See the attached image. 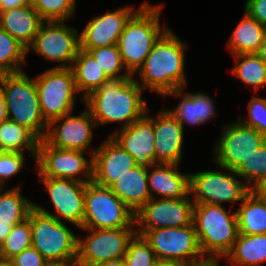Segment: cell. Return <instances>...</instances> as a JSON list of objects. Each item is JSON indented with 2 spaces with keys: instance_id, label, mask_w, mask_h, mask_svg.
I'll return each instance as SVG.
<instances>
[{
  "instance_id": "cell-40",
  "label": "cell",
  "mask_w": 266,
  "mask_h": 266,
  "mask_svg": "<svg viewBox=\"0 0 266 266\" xmlns=\"http://www.w3.org/2000/svg\"><path fill=\"white\" fill-rule=\"evenodd\" d=\"M25 164V153L0 151V188H5L6 180L11 179Z\"/></svg>"
},
{
  "instance_id": "cell-30",
  "label": "cell",
  "mask_w": 266,
  "mask_h": 266,
  "mask_svg": "<svg viewBox=\"0 0 266 266\" xmlns=\"http://www.w3.org/2000/svg\"><path fill=\"white\" fill-rule=\"evenodd\" d=\"M236 209L238 233L266 234V202L250 192Z\"/></svg>"
},
{
  "instance_id": "cell-42",
  "label": "cell",
  "mask_w": 266,
  "mask_h": 266,
  "mask_svg": "<svg viewBox=\"0 0 266 266\" xmlns=\"http://www.w3.org/2000/svg\"><path fill=\"white\" fill-rule=\"evenodd\" d=\"M244 10L266 27V0H246Z\"/></svg>"
},
{
  "instance_id": "cell-45",
  "label": "cell",
  "mask_w": 266,
  "mask_h": 266,
  "mask_svg": "<svg viewBox=\"0 0 266 266\" xmlns=\"http://www.w3.org/2000/svg\"><path fill=\"white\" fill-rule=\"evenodd\" d=\"M13 225L9 222L0 221V246L4 243L7 236L10 234Z\"/></svg>"
},
{
  "instance_id": "cell-20",
  "label": "cell",
  "mask_w": 266,
  "mask_h": 266,
  "mask_svg": "<svg viewBox=\"0 0 266 266\" xmlns=\"http://www.w3.org/2000/svg\"><path fill=\"white\" fill-rule=\"evenodd\" d=\"M93 158L92 181L109 187L136 165L134 158L118 145L111 136L89 151Z\"/></svg>"
},
{
  "instance_id": "cell-7",
  "label": "cell",
  "mask_w": 266,
  "mask_h": 266,
  "mask_svg": "<svg viewBox=\"0 0 266 266\" xmlns=\"http://www.w3.org/2000/svg\"><path fill=\"white\" fill-rule=\"evenodd\" d=\"M136 228L134 212L109 187L91 181L86 184L82 228Z\"/></svg>"
},
{
  "instance_id": "cell-41",
  "label": "cell",
  "mask_w": 266,
  "mask_h": 266,
  "mask_svg": "<svg viewBox=\"0 0 266 266\" xmlns=\"http://www.w3.org/2000/svg\"><path fill=\"white\" fill-rule=\"evenodd\" d=\"M12 266H47L48 261L34 248L25 249L8 261Z\"/></svg>"
},
{
  "instance_id": "cell-38",
  "label": "cell",
  "mask_w": 266,
  "mask_h": 266,
  "mask_svg": "<svg viewBox=\"0 0 266 266\" xmlns=\"http://www.w3.org/2000/svg\"><path fill=\"white\" fill-rule=\"evenodd\" d=\"M126 266H153L157 258L143 236L135 235L124 256Z\"/></svg>"
},
{
  "instance_id": "cell-32",
  "label": "cell",
  "mask_w": 266,
  "mask_h": 266,
  "mask_svg": "<svg viewBox=\"0 0 266 266\" xmlns=\"http://www.w3.org/2000/svg\"><path fill=\"white\" fill-rule=\"evenodd\" d=\"M232 74L257 92L266 86V64L256 54H237Z\"/></svg>"
},
{
  "instance_id": "cell-4",
  "label": "cell",
  "mask_w": 266,
  "mask_h": 266,
  "mask_svg": "<svg viewBox=\"0 0 266 266\" xmlns=\"http://www.w3.org/2000/svg\"><path fill=\"white\" fill-rule=\"evenodd\" d=\"M193 225L204 258H225L238 235L236 211L224 205L194 204Z\"/></svg>"
},
{
  "instance_id": "cell-22",
  "label": "cell",
  "mask_w": 266,
  "mask_h": 266,
  "mask_svg": "<svg viewBox=\"0 0 266 266\" xmlns=\"http://www.w3.org/2000/svg\"><path fill=\"white\" fill-rule=\"evenodd\" d=\"M178 164L155 163L148 167V187L151 198L178 199L187 197L190 173L178 170Z\"/></svg>"
},
{
  "instance_id": "cell-39",
  "label": "cell",
  "mask_w": 266,
  "mask_h": 266,
  "mask_svg": "<svg viewBox=\"0 0 266 266\" xmlns=\"http://www.w3.org/2000/svg\"><path fill=\"white\" fill-rule=\"evenodd\" d=\"M248 119L237 118L246 126L252 127L266 138V98L253 95L248 103Z\"/></svg>"
},
{
  "instance_id": "cell-11",
  "label": "cell",
  "mask_w": 266,
  "mask_h": 266,
  "mask_svg": "<svg viewBox=\"0 0 266 266\" xmlns=\"http://www.w3.org/2000/svg\"><path fill=\"white\" fill-rule=\"evenodd\" d=\"M80 150L60 149L40 140L35 159L40 178L74 179L83 183L92 181L93 158ZM78 175V176H77Z\"/></svg>"
},
{
  "instance_id": "cell-33",
  "label": "cell",
  "mask_w": 266,
  "mask_h": 266,
  "mask_svg": "<svg viewBox=\"0 0 266 266\" xmlns=\"http://www.w3.org/2000/svg\"><path fill=\"white\" fill-rule=\"evenodd\" d=\"M27 48L0 26V74L23 71Z\"/></svg>"
},
{
  "instance_id": "cell-8",
  "label": "cell",
  "mask_w": 266,
  "mask_h": 266,
  "mask_svg": "<svg viewBox=\"0 0 266 266\" xmlns=\"http://www.w3.org/2000/svg\"><path fill=\"white\" fill-rule=\"evenodd\" d=\"M220 170H205L190 174L189 194L194 204L222 205L242 202L251 188L240 180L235 170L217 165ZM222 168V169H221ZM242 181V182H240Z\"/></svg>"
},
{
  "instance_id": "cell-3",
  "label": "cell",
  "mask_w": 266,
  "mask_h": 266,
  "mask_svg": "<svg viewBox=\"0 0 266 266\" xmlns=\"http://www.w3.org/2000/svg\"><path fill=\"white\" fill-rule=\"evenodd\" d=\"M162 4L151 5L147 0L127 21L119 37L118 48L127 70L135 76L144 64L153 45L169 29L166 23L161 28Z\"/></svg>"
},
{
  "instance_id": "cell-51",
  "label": "cell",
  "mask_w": 266,
  "mask_h": 266,
  "mask_svg": "<svg viewBox=\"0 0 266 266\" xmlns=\"http://www.w3.org/2000/svg\"><path fill=\"white\" fill-rule=\"evenodd\" d=\"M5 119H7L6 105L2 96V92L0 90V122H2Z\"/></svg>"
},
{
  "instance_id": "cell-23",
  "label": "cell",
  "mask_w": 266,
  "mask_h": 266,
  "mask_svg": "<svg viewBox=\"0 0 266 266\" xmlns=\"http://www.w3.org/2000/svg\"><path fill=\"white\" fill-rule=\"evenodd\" d=\"M185 88L169 92L163 97H181L179 104L173 109H167L170 114L184 127V123L195 126L211 121L216 116L213 98L202 92L185 93Z\"/></svg>"
},
{
  "instance_id": "cell-15",
  "label": "cell",
  "mask_w": 266,
  "mask_h": 266,
  "mask_svg": "<svg viewBox=\"0 0 266 266\" xmlns=\"http://www.w3.org/2000/svg\"><path fill=\"white\" fill-rule=\"evenodd\" d=\"M222 130L221 137L213 149V158L216 165L231 170H236L244 159L266 142L260 132L239 120L223 126Z\"/></svg>"
},
{
  "instance_id": "cell-10",
  "label": "cell",
  "mask_w": 266,
  "mask_h": 266,
  "mask_svg": "<svg viewBox=\"0 0 266 266\" xmlns=\"http://www.w3.org/2000/svg\"><path fill=\"white\" fill-rule=\"evenodd\" d=\"M137 235L151 245L157 259L179 261L193 265L204 259L201 253L194 225L136 230Z\"/></svg>"
},
{
  "instance_id": "cell-5",
  "label": "cell",
  "mask_w": 266,
  "mask_h": 266,
  "mask_svg": "<svg viewBox=\"0 0 266 266\" xmlns=\"http://www.w3.org/2000/svg\"><path fill=\"white\" fill-rule=\"evenodd\" d=\"M0 90L7 119L28 128L43 140L48 123L41 114L35 79L23 71L0 74Z\"/></svg>"
},
{
  "instance_id": "cell-44",
  "label": "cell",
  "mask_w": 266,
  "mask_h": 266,
  "mask_svg": "<svg viewBox=\"0 0 266 266\" xmlns=\"http://www.w3.org/2000/svg\"><path fill=\"white\" fill-rule=\"evenodd\" d=\"M29 0H0V11L24 6Z\"/></svg>"
},
{
  "instance_id": "cell-36",
  "label": "cell",
  "mask_w": 266,
  "mask_h": 266,
  "mask_svg": "<svg viewBox=\"0 0 266 266\" xmlns=\"http://www.w3.org/2000/svg\"><path fill=\"white\" fill-rule=\"evenodd\" d=\"M32 246V232L30 220L13 226L10 234L1 245V253L4 261H9L15 255Z\"/></svg>"
},
{
  "instance_id": "cell-6",
  "label": "cell",
  "mask_w": 266,
  "mask_h": 266,
  "mask_svg": "<svg viewBox=\"0 0 266 266\" xmlns=\"http://www.w3.org/2000/svg\"><path fill=\"white\" fill-rule=\"evenodd\" d=\"M34 247L48 262L77 260L78 236L65 224L33 207L27 217Z\"/></svg>"
},
{
  "instance_id": "cell-1",
  "label": "cell",
  "mask_w": 266,
  "mask_h": 266,
  "mask_svg": "<svg viewBox=\"0 0 266 266\" xmlns=\"http://www.w3.org/2000/svg\"><path fill=\"white\" fill-rule=\"evenodd\" d=\"M143 88L134 76L125 79H109L84 98L86 108L96 125L122 122L126 128L143 117L148 105L142 97Z\"/></svg>"
},
{
  "instance_id": "cell-43",
  "label": "cell",
  "mask_w": 266,
  "mask_h": 266,
  "mask_svg": "<svg viewBox=\"0 0 266 266\" xmlns=\"http://www.w3.org/2000/svg\"><path fill=\"white\" fill-rule=\"evenodd\" d=\"M251 192L260 200L266 202V178L261 179L256 185H254L251 188Z\"/></svg>"
},
{
  "instance_id": "cell-16",
  "label": "cell",
  "mask_w": 266,
  "mask_h": 266,
  "mask_svg": "<svg viewBox=\"0 0 266 266\" xmlns=\"http://www.w3.org/2000/svg\"><path fill=\"white\" fill-rule=\"evenodd\" d=\"M191 196L178 199L151 198L135 213L136 230L182 227L193 224Z\"/></svg>"
},
{
  "instance_id": "cell-12",
  "label": "cell",
  "mask_w": 266,
  "mask_h": 266,
  "mask_svg": "<svg viewBox=\"0 0 266 266\" xmlns=\"http://www.w3.org/2000/svg\"><path fill=\"white\" fill-rule=\"evenodd\" d=\"M66 21H43L27 52L35 51L47 61L59 62L52 68H71L80 49L79 32Z\"/></svg>"
},
{
  "instance_id": "cell-21",
  "label": "cell",
  "mask_w": 266,
  "mask_h": 266,
  "mask_svg": "<svg viewBox=\"0 0 266 266\" xmlns=\"http://www.w3.org/2000/svg\"><path fill=\"white\" fill-rule=\"evenodd\" d=\"M155 137V163L180 164L183 153L184 127L170 114L161 109L153 116Z\"/></svg>"
},
{
  "instance_id": "cell-27",
  "label": "cell",
  "mask_w": 266,
  "mask_h": 266,
  "mask_svg": "<svg viewBox=\"0 0 266 266\" xmlns=\"http://www.w3.org/2000/svg\"><path fill=\"white\" fill-rule=\"evenodd\" d=\"M231 266H261L266 263V234L237 235L230 252L225 256Z\"/></svg>"
},
{
  "instance_id": "cell-24",
  "label": "cell",
  "mask_w": 266,
  "mask_h": 266,
  "mask_svg": "<svg viewBox=\"0 0 266 266\" xmlns=\"http://www.w3.org/2000/svg\"><path fill=\"white\" fill-rule=\"evenodd\" d=\"M42 22L39 13L29 3L0 11L1 28L26 48L33 43Z\"/></svg>"
},
{
  "instance_id": "cell-25",
  "label": "cell",
  "mask_w": 266,
  "mask_h": 266,
  "mask_svg": "<svg viewBox=\"0 0 266 266\" xmlns=\"http://www.w3.org/2000/svg\"><path fill=\"white\" fill-rule=\"evenodd\" d=\"M147 175L148 168L137 165L109 186L134 214L151 199Z\"/></svg>"
},
{
  "instance_id": "cell-49",
  "label": "cell",
  "mask_w": 266,
  "mask_h": 266,
  "mask_svg": "<svg viewBox=\"0 0 266 266\" xmlns=\"http://www.w3.org/2000/svg\"><path fill=\"white\" fill-rule=\"evenodd\" d=\"M97 266H126L124 258L109 260Z\"/></svg>"
},
{
  "instance_id": "cell-34",
  "label": "cell",
  "mask_w": 266,
  "mask_h": 266,
  "mask_svg": "<svg viewBox=\"0 0 266 266\" xmlns=\"http://www.w3.org/2000/svg\"><path fill=\"white\" fill-rule=\"evenodd\" d=\"M91 56L98 62L101 70L110 79H125L133 77L123 63L117 44L90 49ZM121 70H124L121 72Z\"/></svg>"
},
{
  "instance_id": "cell-28",
  "label": "cell",
  "mask_w": 266,
  "mask_h": 266,
  "mask_svg": "<svg viewBox=\"0 0 266 266\" xmlns=\"http://www.w3.org/2000/svg\"><path fill=\"white\" fill-rule=\"evenodd\" d=\"M78 92L84 100L90 93L99 89L110 78L101 70L98 62L91 54L82 49L78 50L71 67Z\"/></svg>"
},
{
  "instance_id": "cell-50",
  "label": "cell",
  "mask_w": 266,
  "mask_h": 266,
  "mask_svg": "<svg viewBox=\"0 0 266 266\" xmlns=\"http://www.w3.org/2000/svg\"><path fill=\"white\" fill-rule=\"evenodd\" d=\"M47 266H79L77 260L48 262Z\"/></svg>"
},
{
  "instance_id": "cell-18",
  "label": "cell",
  "mask_w": 266,
  "mask_h": 266,
  "mask_svg": "<svg viewBox=\"0 0 266 266\" xmlns=\"http://www.w3.org/2000/svg\"><path fill=\"white\" fill-rule=\"evenodd\" d=\"M132 8L120 7L88 20V24L79 33L80 49L88 52L90 49L117 44L127 21L139 9Z\"/></svg>"
},
{
  "instance_id": "cell-53",
  "label": "cell",
  "mask_w": 266,
  "mask_h": 266,
  "mask_svg": "<svg viewBox=\"0 0 266 266\" xmlns=\"http://www.w3.org/2000/svg\"><path fill=\"white\" fill-rule=\"evenodd\" d=\"M4 260H3V257H2V253H1V246H0V264L3 263Z\"/></svg>"
},
{
  "instance_id": "cell-46",
  "label": "cell",
  "mask_w": 266,
  "mask_h": 266,
  "mask_svg": "<svg viewBox=\"0 0 266 266\" xmlns=\"http://www.w3.org/2000/svg\"><path fill=\"white\" fill-rule=\"evenodd\" d=\"M153 266H190V265L179 261L157 259Z\"/></svg>"
},
{
  "instance_id": "cell-26",
  "label": "cell",
  "mask_w": 266,
  "mask_h": 266,
  "mask_svg": "<svg viewBox=\"0 0 266 266\" xmlns=\"http://www.w3.org/2000/svg\"><path fill=\"white\" fill-rule=\"evenodd\" d=\"M244 14L227 42L232 55L256 54L264 39L266 27L246 11Z\"/></svg>"
},
{
  "instance_id": "cell-37",
  "label": "cell",
  "mask_w": 266,
  "mask_h": 266,
  "mask_svg": "<svg viewBox=\"0 0 266 266\" xmlns=\"http://www.w3.org/2000/svg\"><path fill=\"white\" fill-rule=\"evenodd\" d=\"M235 172L250 188L261 179L266 178V142L248 158L244 159Z\"/></svg>"
},
{
  "instance_id": "cell-31",
  "label": "cell",
  "mask_w": 266,
  "mask_h": 266,
  "mask_svg": "<svg viewBox=\"0 0 266 266\" xmlns=\"http://www.w3.org/2000/svg\"><path fill=\"white\" fill-rule=\"evenodd\" d=\"M21 193L19 186L0 188V221L15 226L27 219L34 203Z\"/></svg>"
},
{
  "instance_id": "cell-14",
  "label": "cell",
  "mask_w": 266,
  "mask_h": 266,
  "mask_svg": "<svg viewBox=\"0 0 266 266\" xmlns=\"http://www.w3.org/2000/svg\"><path fill=\"white\" fill-rule=\"evenodd\" d=\"M49 194L50 201L54 208V214L34 203V207L57 220L82 228L86 184L74 179L62 178H40Z\"/></svg>"
},
{
  "instance_id": "cell-48",
  "label": "cell",
  "mask_w": 266,
  "mask_h": 266,
  "mask_svg": "<svg viewBox=\"0 0 266 266\" xmlns=\"http://www.w3.org/2000/svg\"><path fill=\"white\" fill-rule=\"evenodd\" d=\"M256 55L266 64V32Z\"/></svg>"
},
{
  "instance_id": "cell-29",
  "label": "cell",
  "mask_w": 266,
  "mask_h": 266,
  "mask_svg": "<svg viewBox=\"0 0 266 266\" xmlns=\"http://www.w3.org/2000/svg\"><path fill=\"white\" fill-rule=\"evenodd\" d=\"M40 139L28 128L9 119L0 122V151L25 153L35 160Z\"/></svg>"
},
{
  "instance_id": "cell-2",
  "label": "cell",
  "mask_w": 266,
  "mask_h": 266,
  "mask_svg": "<svg viewBox=\"0 0 266 266\" xmlns=\"http://www.w3.org/2000/svg\"><path fill=\"white\" fill-rule=\"evenodd\" d=\"M186 43L169 28L153 45L144 64L136 72L145 90L162 97L169 92L186 88L185 50Z\"/></svg>"
},
{
  "instance_id": "cell-35",
  "label": "cell",
  "mask_w": 266,
  "mask_h": 266,
  "mask_svg": "<svg viewBox=\"0 0 266 266\" xmlns=\"http://www.w3.org/2000/svg\"><path fill=\"white\" fill-rule=\"evenodd\" d=\"M43 21H67L74 17L76 0H29Z\"/></svg>"
},
{
  "instance_id": "cell-13",
  "label": "cell",
  "mask_w": 266,
  "mask_h": 266,
  "mask_svg": "<svg viewBox=\"0 0 266 266\" xmlns=\"http://www.w3.org/2000/svg\"><path fill=\"white\" fill-rule=\"evenodd\" d=\"M89 233L78 238L79 266H97L109 260L124 258L128 244L137 234L136 228L80 229Z\"/></svg>"
},
{
  "instance_id": "cell-17",
  "label": "cell",
  "mask_w": 266,
  "mask_h": 266,
  "mask_svg": "<svg viewBox=\"0 0 266 266\" xmlns=\"http://www.w3.org/2000/svg\"><path fill=\"white\" fill-rule=\"evenodd\" d=\"M96 121L86 108L79 115L71 113L48 123L44 141L56 148L86 152L94 139Z\"/></svg>"
},
{
  "instance_id": "cell-47",
  "label": "cell",
  "mask_w": 266,
  "mask_h": 266,
  "mask_svg": "<svg viewBox=\"0 0 266 266\" xmlns=\"http://www.w3.org/2000/svg\"><path fill=\"white\" fill-rule=\"evenodd\" d=\"M218 258H204L191 266H219Z\"/></svg>"
},
{
  "instance_id": "cell-19",
  "label": "cell",
  "mask_w": 266,
  "mask_h": 266,
  "mask_svg": "<svg viewBox=\"0 0 266 266\" xmlns=\"http://www.w3.org/2000/svg\"><path fill=\"white\" fill-rule=\"evenodd\" d=\"M146 114L126 128L116 130L111 138L127 151L135 160L136 165L150 167L155 164V137L153 117Z\"/></svg>"
},
{
  "instance_id": "cell-52",
  "label": "cell",
  "mask_w": 266,
  "mask_h": 266,
  "mask_svg": "<svg viewBox=\"0 0 266 266\" xmlns=\"http://www.w3.org/2000/svg\"><path fill=\"white\" fill-rule=\"evenodd\" d=\"M0 266H12L8 261H4Z\"/></svg>"
},
{
  "instance_id": "cell-9",
  "label": "cell",
  "mask_w": 266,
  "mask_h": 266,
  "mask_svg": "<svg viewBox=\"0 0 266 266\" xmlns=\"http://www.w3.org/2000/svg\"><path fill=\"white\" fill-rule=\"evenodd\" d=\"M39 105L49 123L74 111L78 92L71 68H49L35 76Z\"/></svg>"
}]
</instances>
